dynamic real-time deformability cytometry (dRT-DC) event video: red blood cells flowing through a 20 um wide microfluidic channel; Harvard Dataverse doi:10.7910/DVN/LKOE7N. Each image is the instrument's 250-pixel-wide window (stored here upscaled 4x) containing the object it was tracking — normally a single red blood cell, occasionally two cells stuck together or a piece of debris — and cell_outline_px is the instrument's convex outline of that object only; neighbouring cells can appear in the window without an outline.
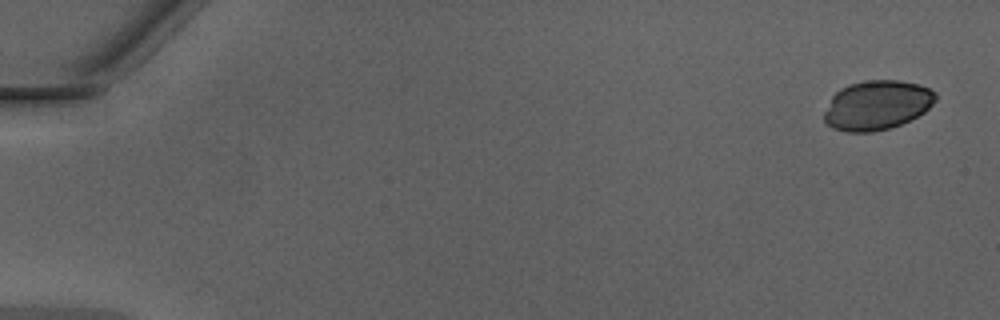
{"species": "Egyptian fruit bat (a non-hibernating species)", "species_latin": "Rousettus aegyptiacus", "temperature_condition": "warm", "stored_images_in_passage": 48, "camera_frame_rate_fps": 3000, "um_per_image_px": 0.085, "animal": {"sex": "male"}, "frame": {"image": 1, "passage_image": 1, "time_ms": 0.0, "image_size_px": [1000, 320], "cell_outline_px": [[936, 100], [924, 112], [900, 124], [888, 128], [872, 132], [848, 132], [832, 128], [824, 120], [824, 112], [832, 96], [840, 88], [848, 84], [864, 80], [896, 80], [920, 84], [936, 92]], "centroid_in_image_um": [74.52, 8.92], "position_along_channel_um": 10.5, "area_um2": 32.02}}
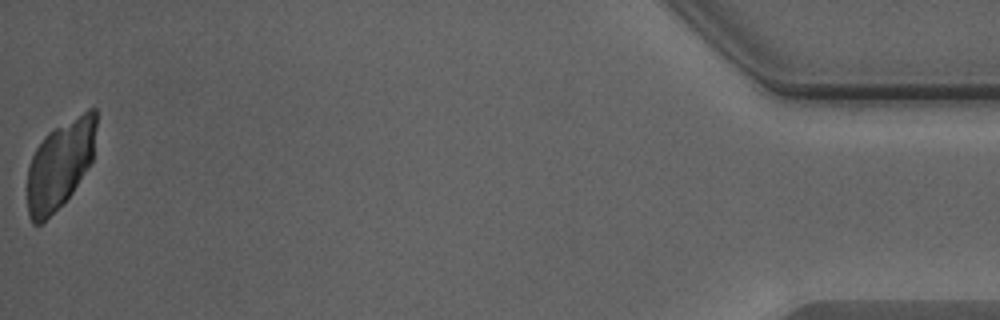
{"frame": {"image": 2, "passage_image": 48, "time_ms": 15.667, "image_size_px": [1000, 320], "cell_outline_px": [[96, 128], [92, 160], [72, 192], [40, 224], [32, 224], [28, 216], [28, 164], [36, 148], [44, 136], [48, 132], [88, 108], [96, 108]], "centroid_in_image_um": [5.09, 13.94], "position_along_channel_um": 430.1, "area_um2": 34.97}}